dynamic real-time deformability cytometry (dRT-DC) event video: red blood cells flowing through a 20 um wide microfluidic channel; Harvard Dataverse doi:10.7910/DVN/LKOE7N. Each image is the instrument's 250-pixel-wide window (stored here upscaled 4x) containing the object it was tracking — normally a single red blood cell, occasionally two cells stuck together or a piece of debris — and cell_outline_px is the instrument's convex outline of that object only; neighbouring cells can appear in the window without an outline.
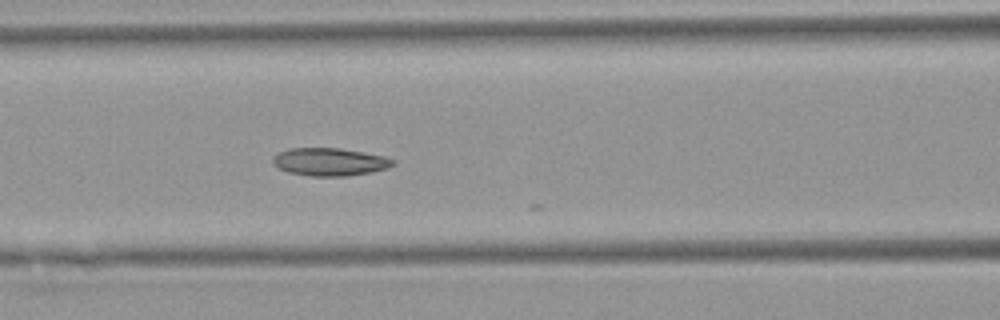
{"species": "Egyptian fruit bat (a non-hibernating species)", "species_latin": "Rousettus aegyptiacus", "temperature_condition": "warm", "stored_images_in_passage": 23, "camera_frame_rate_fps": 3000, "um_per_image_px": 0.085, "animal": {"sex": "female"}, "frame": {"image": 1, "passage_image": 22, "time_ms": 7.0, "image_size_px": [1000, 320], "cell_outline_px": [[396, 164], [388, 168], [372, 172], [344, 176], [312, 176], [288, 172], [276, 168], [272, 164], [272, 156], [288, 148], [340, 148], [384, 156], [396, 160]], "centroid_in_image_um": [28.01, 13.76], "position_along_channel_um": 138.6, "area_um2": 19.65}}